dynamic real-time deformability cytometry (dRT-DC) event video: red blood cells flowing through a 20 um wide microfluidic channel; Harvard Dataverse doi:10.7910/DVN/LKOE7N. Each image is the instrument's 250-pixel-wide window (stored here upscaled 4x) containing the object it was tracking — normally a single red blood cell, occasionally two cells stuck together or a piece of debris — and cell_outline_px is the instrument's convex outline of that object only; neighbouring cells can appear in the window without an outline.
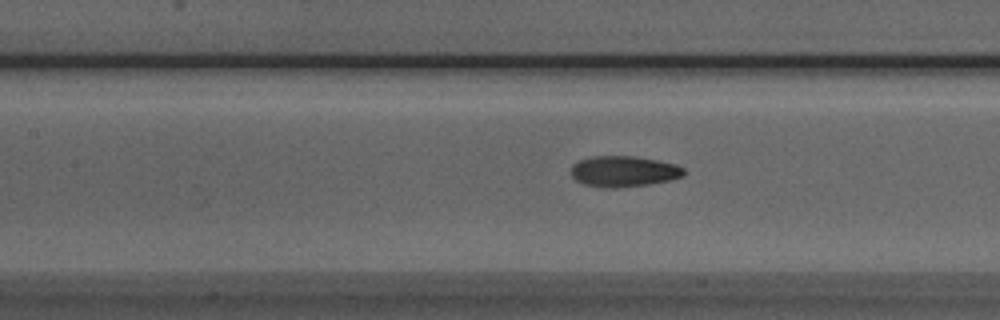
{"species": "Egyptian fruit bat (a non-hibernating species)", "species_latin": "Rousettus aegyptiacus", "temperature_condition": "room temperature", "stored_images_in_passage": 50, "camera_frame_rate_fps": 3000, "um_per_image_px": 0.085, "animal": {"sex": "male"}, "frame": {"image": 1, "passage_image": 21, "time_ms": 6.667, "image_size_px": [1000, 320], "cell_outline_px": [[684, 176], [668, 180], [648, 184], [616, 188], [608, 188], [584, 184], [576, 180], [572, 176], [572, 164], [580, 160], [592, 156], [632, 156], [656, 160], [676, 164], [684, 168]], "centroid_in_image_um": [53.01, 14.56], "position_along_channel_um": 154.4, "area_um2": 20.11}}
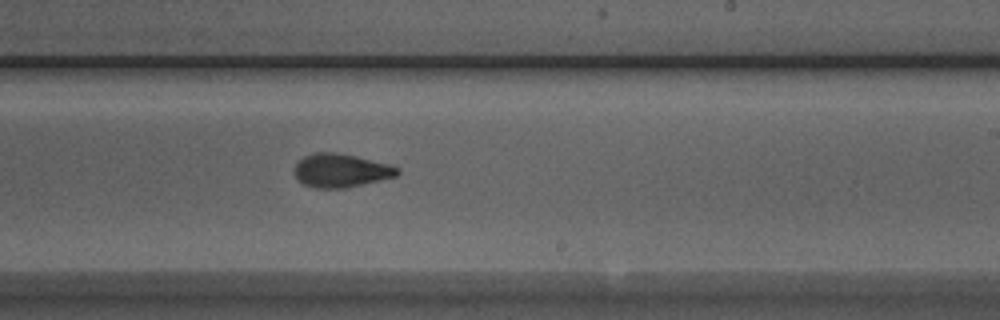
{"frame": {"image": 2, "passage_image": 29, "time_ms": 9.333, "image_size_px": [1000, 320], "cell_outline_px": [[400, 172], [396, 176], [380, 180], [344, 188], [316, 188], [304, 184], [296, 176], [296, 164], [304, 156], [316, 152], [336, 152], [356, 156], [388, 164], [400, 168]], "centroid_in_image_um": [29.0, 14.48], "position_along_channel_um": 260.0, "area_um2": 19.83}}
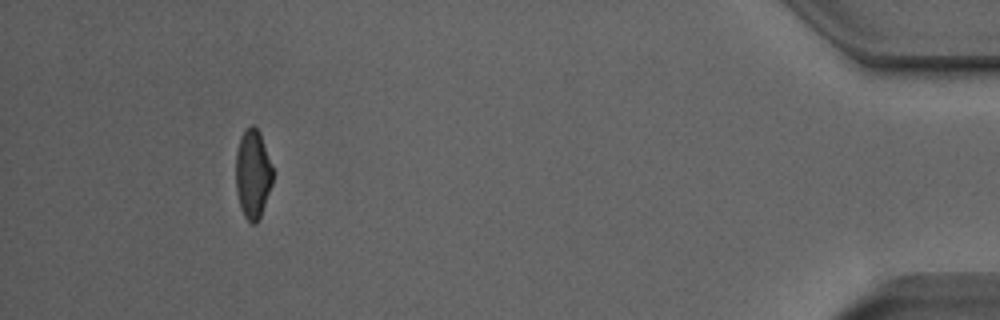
{"frame": {"image": 3, "passage_image": 46, "time_ms": 15.0, "image_size_px": [1000, 320], "cell_outline_px": [[276, 172], [272, 184], [260, 216], [256, 224], [252, 224], [244, 216], [240, 208], [236, 192], [236, 152], [240, 136], [252, 124], [260, 132]], "centroid_in_image_um": [21.51, 14.78], "position_along_channel_um": 413.7, "area_um2": 19.54}, "authors_computed_cell_mechanics": {"area_um2": 19.9121, "velocity_mm_per_s": 3.9707, "shape_relaxation_time_tau1_ms": 4.2654, "shape_relaxation_time_tau2_ms": 2.2333, "deformation_change_tau1": 0.1691, "deformation_change_tau2": 0.0775}}